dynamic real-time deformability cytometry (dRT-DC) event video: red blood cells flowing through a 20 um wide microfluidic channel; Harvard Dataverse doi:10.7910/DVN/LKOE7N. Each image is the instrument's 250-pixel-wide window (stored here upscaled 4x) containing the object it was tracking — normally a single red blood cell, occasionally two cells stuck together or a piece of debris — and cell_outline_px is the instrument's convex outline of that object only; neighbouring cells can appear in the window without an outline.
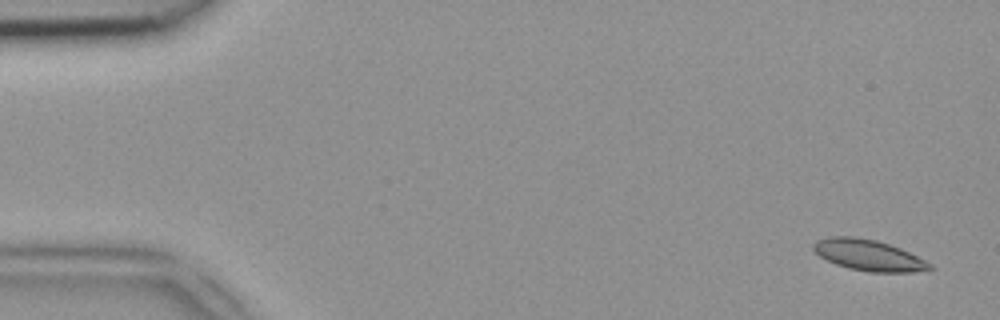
{"species": "common noctule bat (a hibernating species)", "species_latin": "Nyctalus noctula", "temperature_condition": "room temperature", "stored_images_in_passage": 50, "camera_frame_rate_fps": 3000, "um_per_image_px": 0.085, "animal": {"sex": "female", "body_mass_g": 18.4}, "frame": {"image": 1, "passage_image": 2, "time_ms": 0.333, "image_size_px": [1000, 320], "cell_outline_px": [[936, 268], [912, 272], [868, 272], [848, 268], [836, 264], [820, 256], [812, 248], [812, 244], [816, 240], [832, 236], [852, 236], [876, 240], [900, 248], [932, 264]], "centroid_in_image_um": [73.81, 21.69], "position_along_channel_um": 11.2, "area_um2": 20.92}}
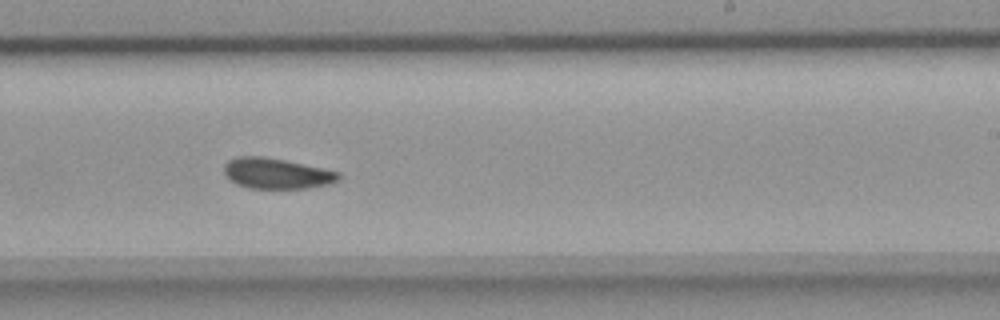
{"frame": {"image": 2, "passage_image": 30, "time_ms": 9.667, "image_size_px": [1000, 320], "cell_outline_px": [[340, 180], [332, 184], [308, 188], [248, 188], [236, 184], [224, 172], [224, 164], [228, 160], [236, 156], [264, 156], [284, 160], [340, 172]], "centroid_in_image_um": [23.53, 14.74], "position_along_channel_um": 265.5, "area_um2": 20.46}}
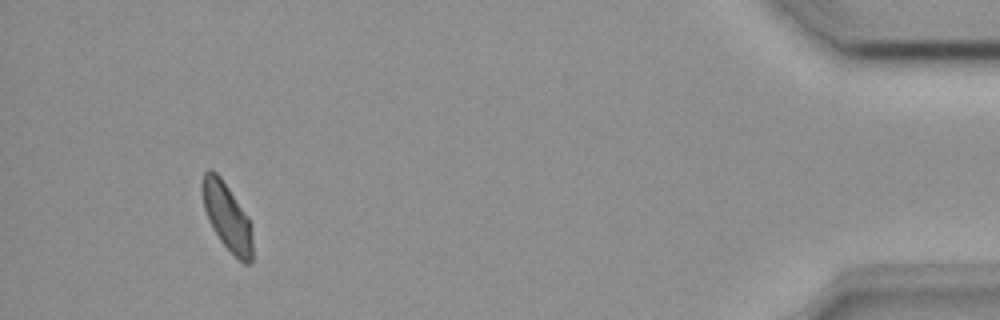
{"frame": {"image": 3, "passage_image": 46, "time_ms": 15.0, "image_size_px": [1000, 320], "cell_outline_px": [[252, 260], [248, 264], [244, 264], [220, 240], [212, 228], [208, 220], [204, 208], [200, 188], [200, 180], [204, 172], [208, 168], [212, 168], [220, 176], [248, 216], [252, 228]], "centroid_in_image_um": [19.26, 18.35], "position_along_channel_um": 415.9, "area_um2": 19.94}}